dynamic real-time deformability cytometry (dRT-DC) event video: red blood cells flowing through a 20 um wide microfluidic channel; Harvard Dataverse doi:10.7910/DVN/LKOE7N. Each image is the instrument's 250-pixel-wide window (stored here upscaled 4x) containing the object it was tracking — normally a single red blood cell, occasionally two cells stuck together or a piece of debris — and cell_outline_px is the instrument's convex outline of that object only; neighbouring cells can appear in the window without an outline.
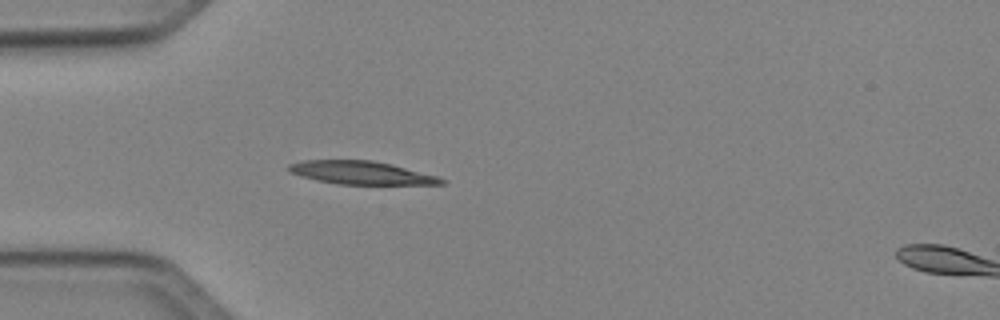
{"species": "Egyptian fruit bat (a non-hibernating species)", "species_latin": "Rousettus aegyptiacus", "temperature_condition": "cold", "stored_images_in_passage": 36, "camera_frame_rate_fps": 3000, "um_per_image_px": 0.085, "animal": {"sex": "female"}, "frame": {"image": 1, "passage_image": 1, "time_ms": 0.0, "image_size_px": [1000, 320], "cell_outline_px": [[448, 180], [444, 184], [336, 184], [316, 180], [300, 176], [288, 172], [288, 164], [300, 160], [372, 160], [392, 164], [436, 176]], "centroid_in_image_um": [30.65, 14.68], "position_along_channel_um": 54.3, "area_um2": 20.63}}
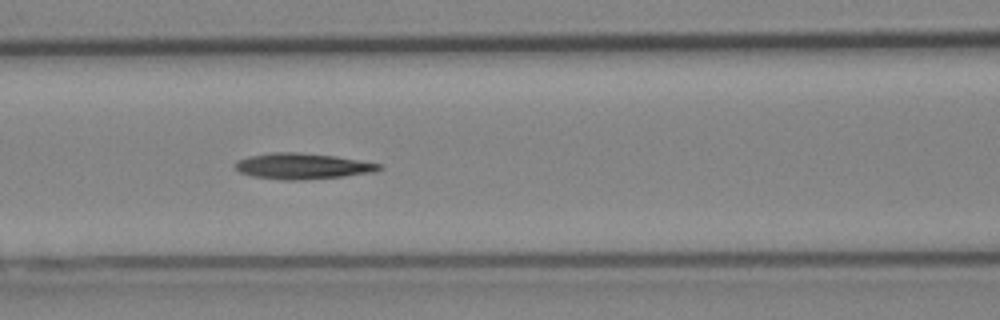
{"frame": {"image": 2, "passage_image": 8, "time_ms": 2.333, "image_size_px": [1000, 320], "cell_outline_px": [[384, 168], [372, 172], [344, 176], [296, 180], [284, 180], [252, 176], [240, 172], [236, 168], [236, 160], [248, 156], [272, 152], [300, 152], [336, 156], [384, 164]], "centroid_in_image_um": [25.73, 14.11], "position_along_channel_um": 140.9, "area_um2": 21.73}}
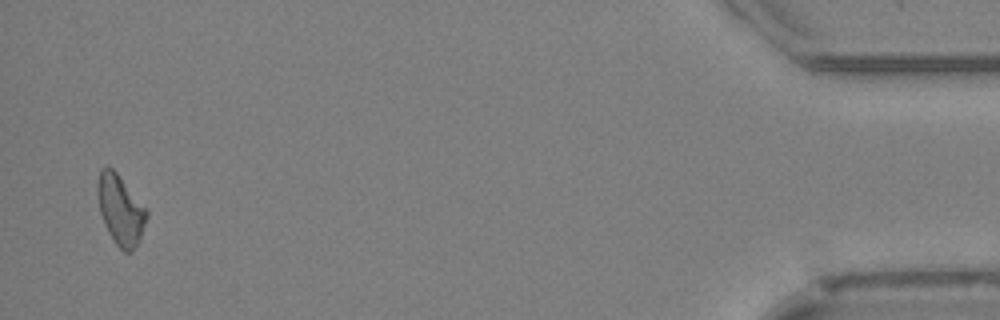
{"frame": {"image": 3, "passage_image": 35, "time_ms": 11.333, "image_size_px": [1000, 320], "cell_outline_px": [[148, 216], [140, 236], [132, 252], [124, 252], [116, 244], [108, 232], [104, 224], [100, 212], [96, 192], [96, 188], [100, 168], [112, 168], [116, 172], [148, 212]], "centroid_in_image_um": [10.2, 17.84], "position_along_channel_um": 425.0, "area_um2": 19.54}}